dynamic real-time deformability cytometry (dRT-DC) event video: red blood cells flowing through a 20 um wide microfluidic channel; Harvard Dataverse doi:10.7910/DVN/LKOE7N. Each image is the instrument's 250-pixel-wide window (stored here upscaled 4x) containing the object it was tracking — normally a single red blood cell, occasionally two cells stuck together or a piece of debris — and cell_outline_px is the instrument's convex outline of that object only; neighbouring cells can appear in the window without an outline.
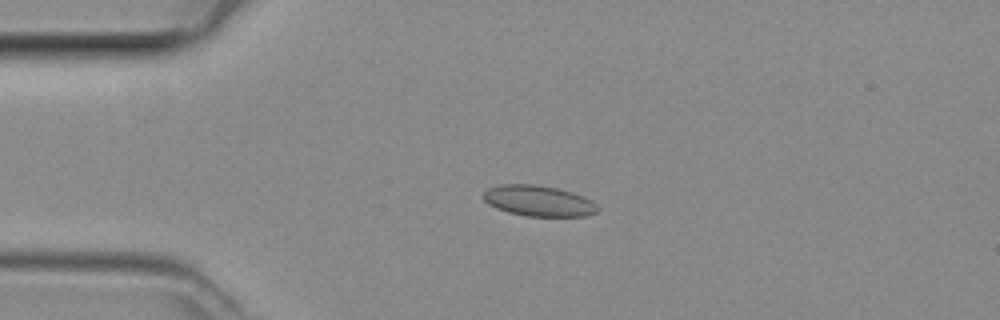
{"species": "common noctule bat (a hibernating species)", "species_latin": "Nyctalus noctula", "temperature_condition": "room temperature", "stored_images_in_passage": 40, "camera_frame_rate_fps": 3000, "um_per_image_px": 0.085, "animal": {"sex": "female", "body_mass_g": 29.2, "forearm_length_mm": 56.3}, "frame": {"image": 1, "passage_image": 3, "time_ms": 0.667, "image_size_px": [1000, 320], "cell_outline_px": [[600, 208], [596, 212], [588, 216], [524, 216], [508, 212], [496, 208], [488, 204], [480, 196], [488, 188], [500, 184], [536, 184], [556, 188], [572, 192], [584, 196], [592, 200]], "centroid_in_image_um": [45.77, 17.07], "position_along_channel_um": 39.2, "area_um2": 20.75}}
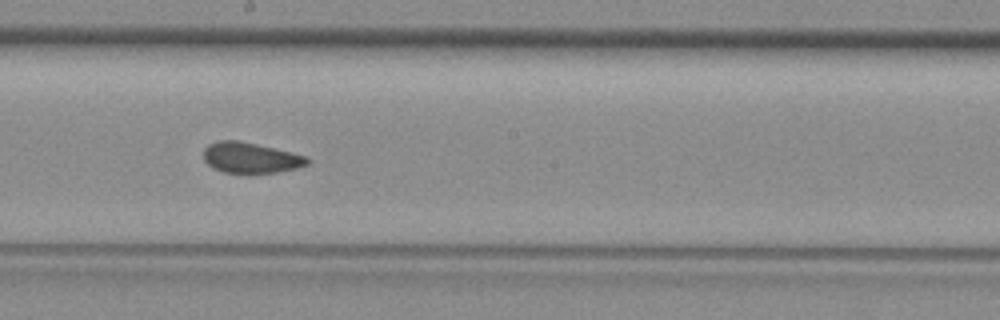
{"frame": {"image": 2, "passage_image": 18, "time_ms": 5.667, "image_size_px": [1000, 320], "cell_outline_px": [[312, 160], [308, 164], [296, 168], [276, 172], [252, 176], [224, 172], [212, 168], [204, 160], [204, 148], [208, 144], [220, 140], [236, 140], [256, 144], [292, 152], [304, 156]], "centroid_in_image_um": [21.29, 13.45], "position_along_channel_um": 226.9, "area_um2": 19.02}}
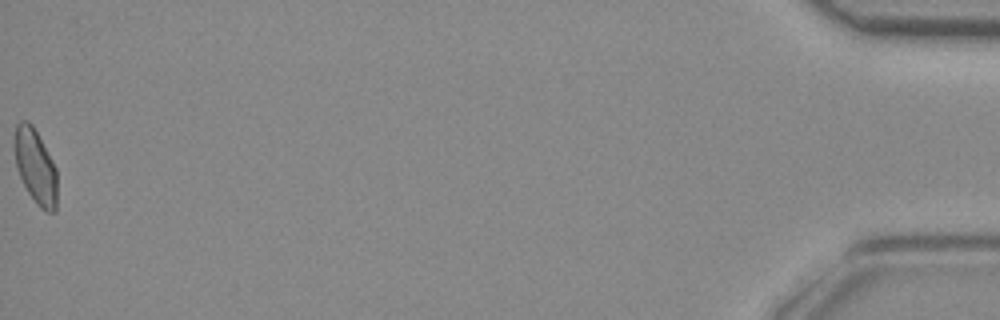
{"frame": {"image": 3, "passage_image": 40, "time_ms": 13.0, "image_size_px": [1000, 320], "cell_outline_px": [[56, 212], [48, 212], [40, 208], [36, 204], [28, 192], [20, 176], [16, 164], [16, 124], [20, 120], [28, 120], [32, 124], [52, 160], [56, 168]], "centroid_in_image_um": [3.04, 14.18], "position_along_channel_um": 432.2, "area_um2": 18.09}}